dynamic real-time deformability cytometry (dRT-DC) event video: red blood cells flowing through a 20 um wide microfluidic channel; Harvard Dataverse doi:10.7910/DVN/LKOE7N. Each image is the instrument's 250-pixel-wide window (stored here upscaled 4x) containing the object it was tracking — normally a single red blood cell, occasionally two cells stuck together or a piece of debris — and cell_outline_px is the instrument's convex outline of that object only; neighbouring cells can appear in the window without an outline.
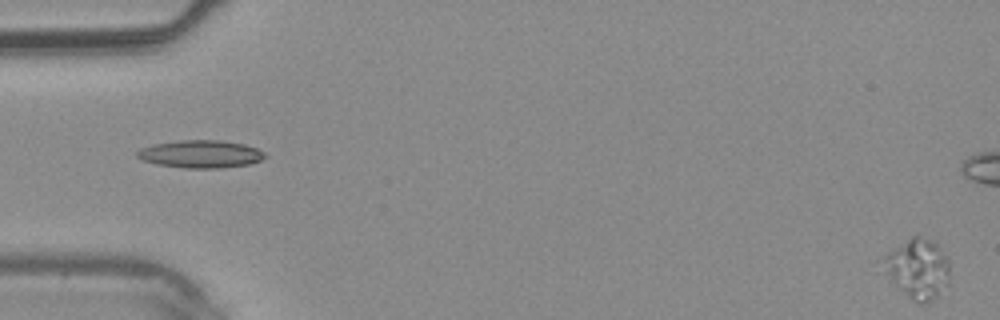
{"species": "common noctule bat (a hibernating species)", "species_latin": "Nyctalus noctula", "temperature_condition": "warm", "stored_images_in_passage": 5, "segment_of_instrument_passage": [2, 2], "camera_frame_rate_fps": 3000, "um_per_image_px": 0.085, "animal": {"sex": "male", "body_mass_g": 20.4}, "frame": {"image": 1, "passage_image": 5, "time_ms": 1.333, "image_size_px": [1000, 320], "cell_outline_px": [[948, 284], [936, 296], [924, 304], [920, 304], [912, 300], [880, 272], [884, 256], [888, 252], [912, 236], [920, 236], [936, 240], [948, 260]], "centroid_in_image_um": [77.97, 22.82], "position_along_channel_um": 7.0, "area_um2": 23.41}}